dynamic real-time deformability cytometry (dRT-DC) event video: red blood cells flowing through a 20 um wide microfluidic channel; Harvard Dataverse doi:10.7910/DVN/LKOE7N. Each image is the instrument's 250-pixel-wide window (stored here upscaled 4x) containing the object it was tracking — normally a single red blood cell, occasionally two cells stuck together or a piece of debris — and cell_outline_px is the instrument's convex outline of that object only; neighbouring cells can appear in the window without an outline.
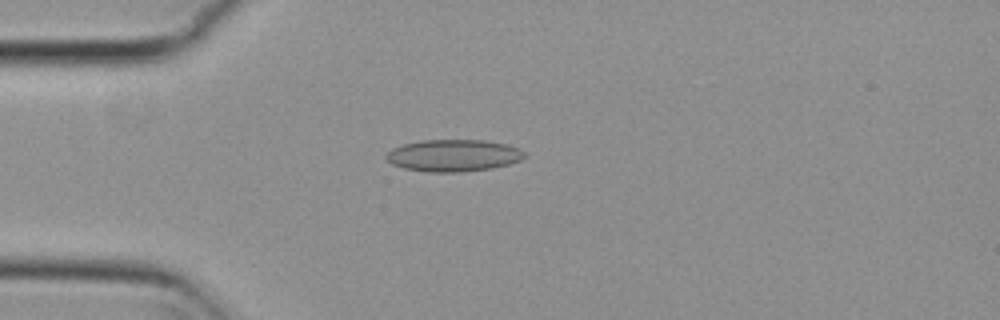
{"species": "common noctule bat (a hibernating species)", "species_latin": "Nyctalus noctula", "temperature_condition": "cold", "stored_images_in_passage": 54, "camera_frame_rate_fps": 3000, "um_per_image_px": 0.085, "animal": {"sex": "female", "body_mass_g": 29.2, "forearm_length_mm": 56.3}, "frame": {"image": 1, "passage_image": 14, "time_ms": 4.333, "image_size_px": [1000, 320], "cell_outline_px": [[528, 156], [520, 160], [508, 164], [492, 168], [460, 172], [428, 172], [404, 168], [392, 164], [384, 156], [392, 148], [404, 144], [420, 140], [484, 140], [508, 144], [524, 152]], "centroid_in_image_um": [38.54, 13.21], "position_along_channel_um": 46.5, "area_um2": 25.78}}
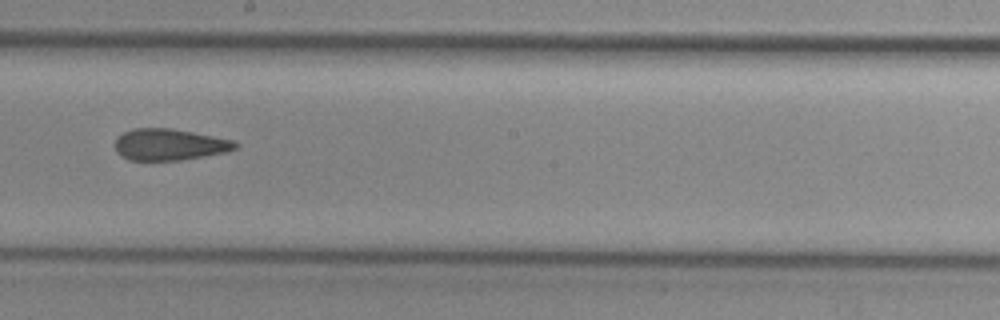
{"frame": {"image": 2, "passage_image": 30, "time_ms": 9.667, "image_size_px": [1000, 320], "cell_outline_px": [[240, 144], [236, 148], [228, 152], [180, 160], [128, 160], [120, 156], [116, 152], [116, 140], [124, 132], [132, 128], [172, 128], [232, 140]], "centroid_in_image_um": [14.4, 12.29], "position_along_channel_um": 233.8, "area_um2": 22.02}}
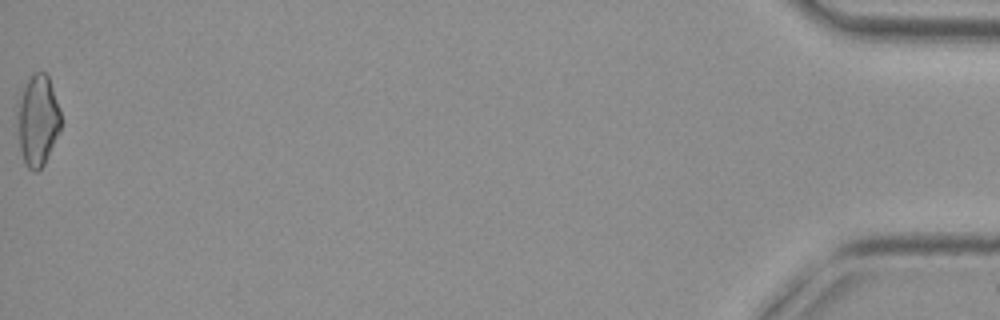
{"frame": {"image": 3, "passage_image": 54, "time_ms": 17.667, "image_size_px": [1000, 320], "cell_outline_px": [[60, 132], [44, 164], [36, 172], [28, 168], [24, 164], [20, 148], [16, 116], [16, 104], [28, 76], [36, 72], [44, 72], [48, 76], [60, 108]], "centroid_in_image_um": [3.18, 10.22], "position_along_channel_um": 432.0, "area_um2": 23.41}, "authors_computed_cell_mechanics": {"area_um2": 22.8888, "velocity_mm_per_s": 3.8119, "shape_relaxation_time_tau1_ms": null, "shape_relaxation_time_tau2_ms": 2.7739, "deformation_change_tau1": null, "deformation_change_tau2": 0.1191}}